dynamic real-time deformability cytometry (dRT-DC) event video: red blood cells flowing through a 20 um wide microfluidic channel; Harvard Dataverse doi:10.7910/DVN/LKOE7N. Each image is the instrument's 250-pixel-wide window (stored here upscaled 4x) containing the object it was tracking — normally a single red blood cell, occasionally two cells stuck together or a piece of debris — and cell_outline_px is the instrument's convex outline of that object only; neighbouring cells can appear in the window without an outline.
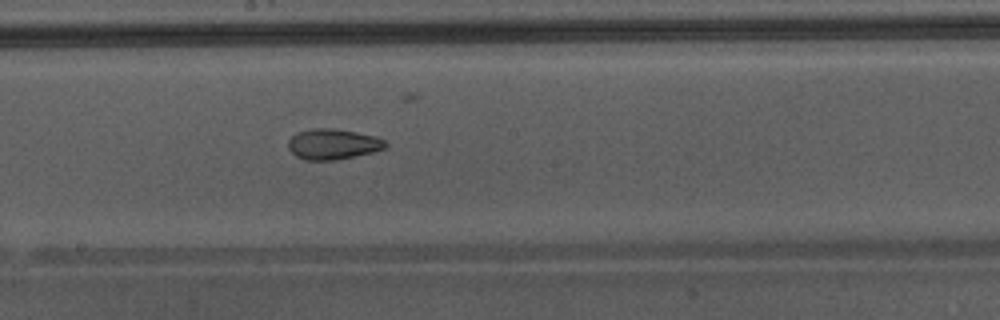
{"species": "Egyptian fruit bat (a non-hibernating species)", "species_latin": "Rousettus aegyptiacus", "temperature_condition": "warm", "stored_images_in_passage": 36, "camera_frame_rate_fps": 3000, "um_per_image_px": 0.085, "animal": {"sex": "male"}, "frame": {"image": 1, "passage_image": 16, "time_ms": 5.0, "image_size_px": [1000, 320], "cell_outline_px": [[388, 144], [384, 148], [372, 152], [336, 160], [304, 160], [296, 156], [288, 148], [288, 140], [296, 132], [312, 128], [336, 128], [376, 136], [384, 140]], "centroid_in_image_um": [28.27, 12.24], "position_along_channel_um": 219.9, "area_um2": 17.4}, "authors_computed_cell_mechanics": {"area_um2": 18.9006, "velocity_mm_per_s": 4.3884, "shape_relaxation_time_tau1_ms": null, "shape_relaxation_time_tau2_ms": 2.0638, "deformation_change_tau1": null, "deformation_change_tau2": 0.0736}}